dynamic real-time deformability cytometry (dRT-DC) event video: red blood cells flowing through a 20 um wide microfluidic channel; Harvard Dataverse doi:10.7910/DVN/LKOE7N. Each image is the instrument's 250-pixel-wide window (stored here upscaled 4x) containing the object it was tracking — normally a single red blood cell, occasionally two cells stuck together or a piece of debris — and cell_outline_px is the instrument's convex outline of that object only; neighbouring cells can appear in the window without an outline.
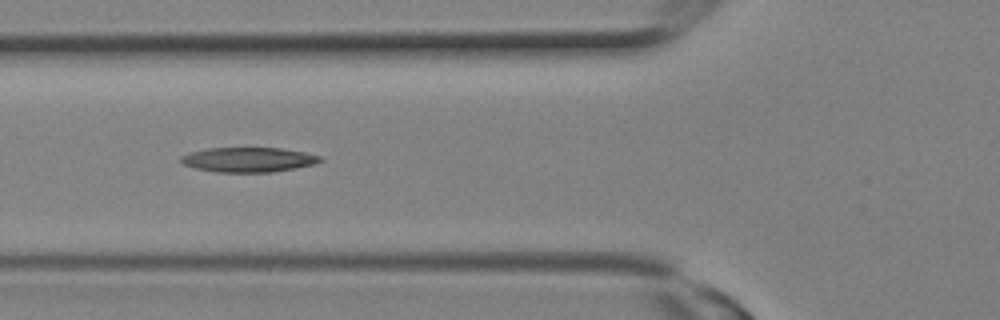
{"species": "Egyptian fruit bat (a non-hibernating species)", "species_latin": "Rousettus aegyptiacus", "temperature_condition": "room temperature", "stored_images_in_passage": 23, "camera_frame_rate_fps": 3000, "um_per_image_px": 0.085, "animal": {"sex": "female"}, "frame": {"image": 1, "passage_image": 9, "time_ms": 2.667, "image_size_px": [1000, 320], "cell_outline_px": [[324, 160], [316, 164], [296, 168], [272, 172], [216, 172], [196, 168], [184, 164], [180, 160], [180, 156], [188, 152], [208, 148], [280, 148], [304, 152], [324, 156]], "centroid_in_image_um": [21.16, 13.57], "position_along_channel_um": 104.6, "area_um2": 20.23}}
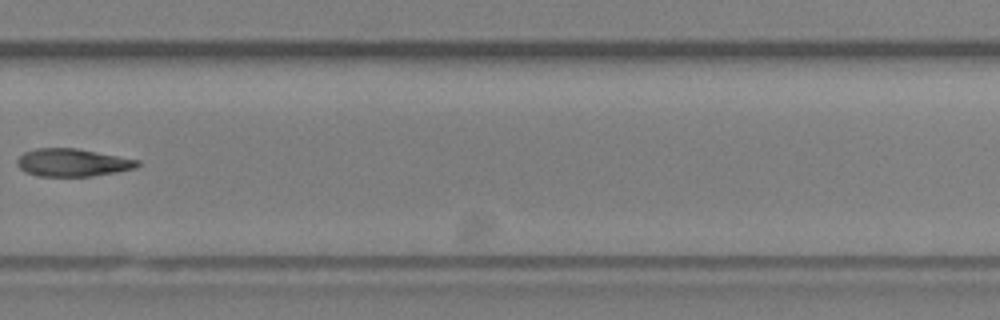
{"frame": {"image": 2, "passage_image": 17, "time_ms": 5.333, "image_size_px": [1000, 320], "cell_outline_px": [[140, 164], [136, 168], [116, 172], [92, 176], [40, 176], [24, 172], [16, 164], [16, 160], [24, 152], [36, 148], [76, 148], [140, 160]], "centroid_in_image_um": [6.15, 13.82], "position_along_channel_um": 323.6, "area_um2": 19.48}}
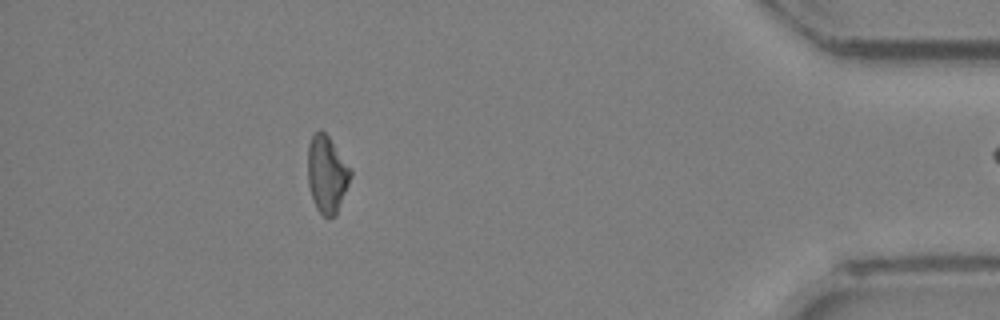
{"frame": {"image": 3, "passage_image": 22, "time_ms": 7.0, "image_size_px": [1000, 320], "cell_outline_px": [[352, 176], [336, 216], [324, 216], [316, 208], [312, 200], [308, 184], [308, 144], [312, 136], [320, 128], [328, 136], [352, 168]], "centroid_in_image_um": [27.8, 14.81], "position_along_channel_um": 407.4, "area_um2": 19.42}}